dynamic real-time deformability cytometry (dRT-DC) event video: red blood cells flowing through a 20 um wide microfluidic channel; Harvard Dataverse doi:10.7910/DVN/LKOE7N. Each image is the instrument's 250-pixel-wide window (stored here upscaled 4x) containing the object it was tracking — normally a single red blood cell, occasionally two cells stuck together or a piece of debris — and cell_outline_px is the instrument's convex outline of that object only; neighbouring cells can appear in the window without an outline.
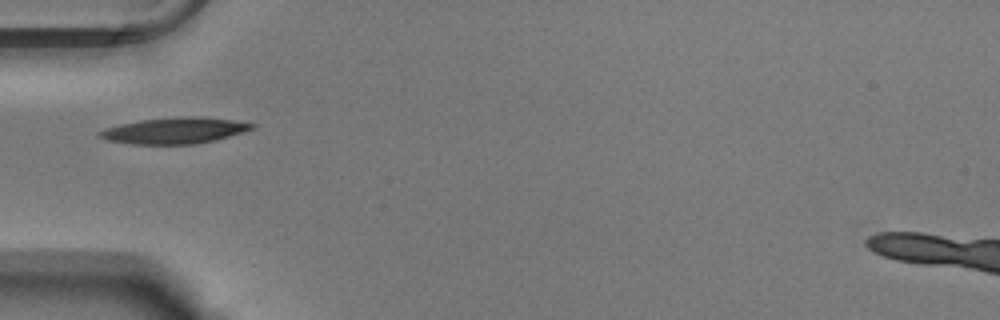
{"species": "Egyptian fruit bat (a non-hibernating species)", "species_latin": "Rousettus aegyptiacus", "temperature_condition": "warm", "stored_images_in_passage": 37, "camera_frame_rate_fps": 3000, "um_per_image_px": 0.085, "animal": {"sex": "male"}, "frame": {"image": 1, "passage_image": 1, "time_ms": 0.0, "image_size_px": [1000, 320], "cell_outline_px": [[256, 128], [244, 132], [216, 140], [196, 144], [132, 144], [108, 140], [96, 136], [96, 132], [104, 128], [120, 124], [140, 120], [176, 116], [200, 116], [232, 120], [256, 124]], "centroid_in_image_um": [14.83, 11.09], "position_along_channel_um": 70.2, "area_um2": 23.52}}
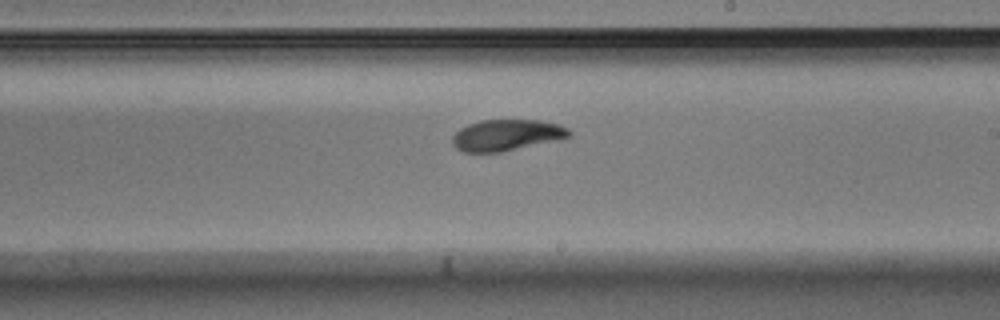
{"frame": {"image": 2, "passage_image": 15, "time_ms": 4.667, "image_size_px": [1000, 320], "cell_outline_px": [[572, 136], [556, 140], [500, 152], [464, 152], [456, 148], [452, 144], [452, 136], [460, 128], [468, 124], [480, 120], [540, 120], [556, 124], [568, 128], [572, 132]], "centroid_in_image_um": [43.04, 11.48], "position_along_channel_um": 246.0, "area_um2": 21.15}}
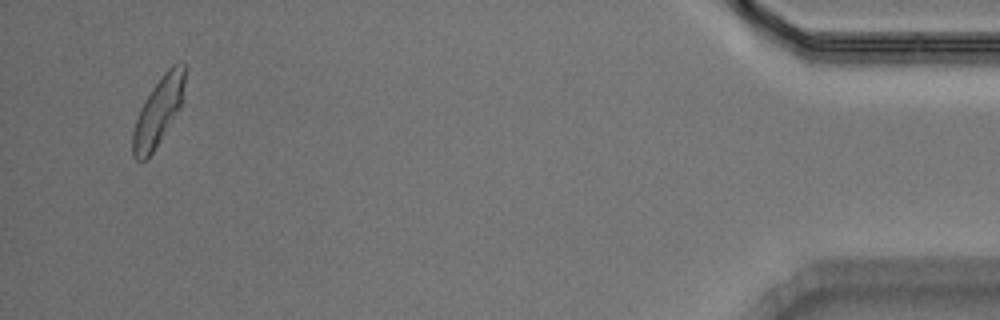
{"frame": {"image": 3, "passage_image": 35, "time_ms": 11.333, "image_size_px": [1000, 320], "cell_outline_px": [[184, 100], [180, 108], [152, 152], [144, 160], [136, 160], [132, 156], [132, 132], [140, 108], [144, 100], [152, 88], [164, 72], [172, 64], [184, 60]], "centroid_in_image_um": [13.46, 9.44], "position_along_channel_um": 421.7, "area_um2": 20.52}, "authors_computed_cell_mechanics": {"area_um2": 21.5594, "velocity_mm_per_s": 3.7549, "shape_relaxation_time_tau1_ms": 3.6745, "shape_relaxation_time_tau2_ms": 2.734, "deformation_change_tau1": 0.1408, "deformation_change_tau2": 0.0778}}